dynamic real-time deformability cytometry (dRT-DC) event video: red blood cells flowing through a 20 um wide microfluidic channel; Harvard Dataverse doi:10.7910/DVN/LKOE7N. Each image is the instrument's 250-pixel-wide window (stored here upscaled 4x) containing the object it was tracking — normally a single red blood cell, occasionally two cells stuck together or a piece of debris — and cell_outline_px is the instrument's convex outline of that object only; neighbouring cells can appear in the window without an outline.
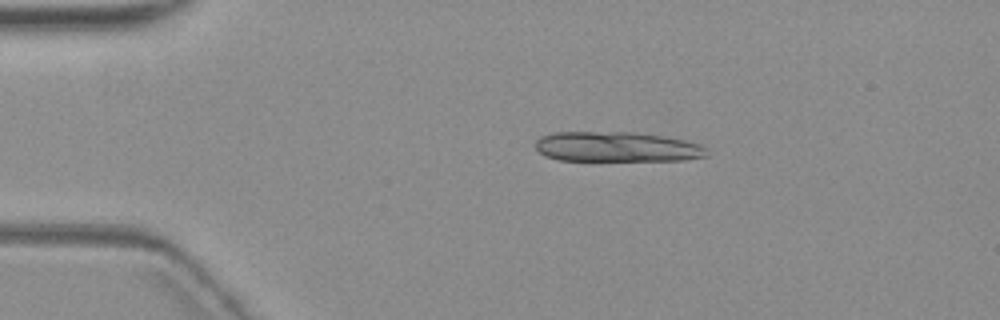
{"species": "common noctule bat (a hibernating species)", "species_latin": "Nyctalus noctula", "temperature_condition": "warm", "stored_images_in_passage": 4, "camera_frame_rate_fps": 3000, "um_per_image_px": 0.085, "animal": {"sex": "female", "body_mass_g": 19.3, "forearm_length_mm": 54.1}, "frame": {"image": 1, "passage_image": 3, "time_ms": 2.333, "image_size_px": [1000, 320], "cell_outline_px": [[708, 156], [684, 160], [556, 160], [544, 156], [536, 148], [536, 140], [540, 136], [552, 132], [636, 132], [664, 136], [684, 140], [700, 144], [704, 148]], "centroid_in_image_um": [52.39, 12.47], "position_along_channel_um": 32.6, "area_um2": 30.06}}